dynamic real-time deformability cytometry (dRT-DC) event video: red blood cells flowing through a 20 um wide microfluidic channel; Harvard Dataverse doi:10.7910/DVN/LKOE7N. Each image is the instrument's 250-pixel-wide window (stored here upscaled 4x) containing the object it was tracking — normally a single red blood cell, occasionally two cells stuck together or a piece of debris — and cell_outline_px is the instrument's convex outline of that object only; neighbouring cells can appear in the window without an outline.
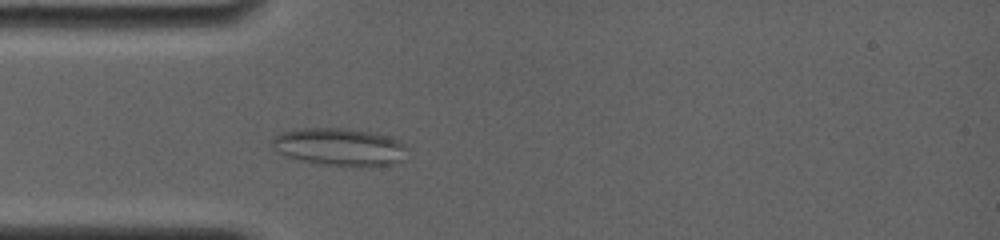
{"species": "common noctule bat (a hibernating species)", "species_latin": "Nyctalus noctula", "temperature_condition": "room temperature", "stored_images_in_passage": 10, "camera_frame_rate_fps": 4000, "um_per_image_px": 0.085, "animal": {"sex": "female", "body_mass_g": 19.0, "forearm_length_mm": 56.7}, "frame": {"image": 1, "passage_image": 7, "time_ms": 3.25, "image_size_px": [1000, 240], "cell_outline_px": [[408, 148], [400, 160], [392, 164], [320, 164], [296, 160], [276, 152], [268, 144], [272, 136], [284, 132], [300, 128], [340, 128], [368, 132], [384, 136], [408, 144]], "centroid_in_image_um": [28.72, 12.46], "position_along_channel_um": 56.3, "area_um2": 29.02}}